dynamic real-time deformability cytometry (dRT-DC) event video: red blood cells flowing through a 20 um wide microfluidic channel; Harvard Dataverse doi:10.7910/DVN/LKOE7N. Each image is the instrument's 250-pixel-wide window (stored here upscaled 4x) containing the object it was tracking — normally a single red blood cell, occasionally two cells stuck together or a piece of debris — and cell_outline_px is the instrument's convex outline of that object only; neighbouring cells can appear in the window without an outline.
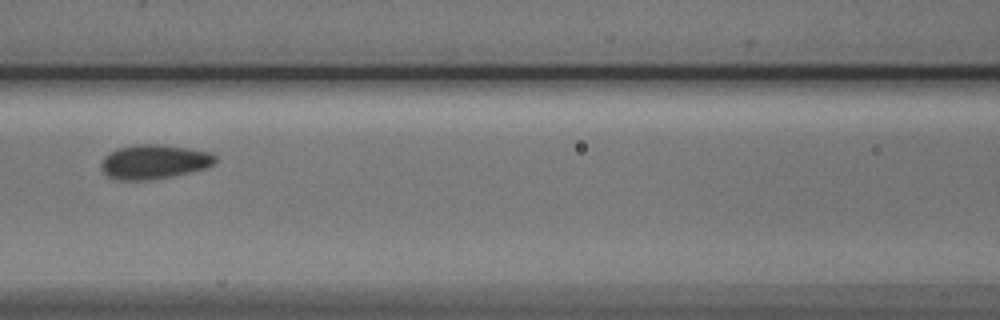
{"species": "Egyptian fruit bat (a non-hibernating species)", "species_latin": "Rousettus aegyptiacus", "temperature_condition": "cold", "stored_images_in_passage": 4, "camera_frame_rate_fps": 3000, "um_per_image_px": 0.085, "animal": {"sex": "male"}, "frame": {"image": 1, "passage_image": 4, "time_ms": 3.333, "image_size_px": [1000, 320], "cell_outline_px": [[216, 164], [208, 168], [172, 176], [148, 180], [120, 180], [108, 176], [100, 168], [100, 164], [104, 156], [108, 152], [116, 148], [136, 144], [160, 144], [188, 148], [212, 152], [216, 156]], "centroid_in_image_um": [13.11, 13.74], "position_along_channel_um": 153.5, "area_um2": 23.18}}